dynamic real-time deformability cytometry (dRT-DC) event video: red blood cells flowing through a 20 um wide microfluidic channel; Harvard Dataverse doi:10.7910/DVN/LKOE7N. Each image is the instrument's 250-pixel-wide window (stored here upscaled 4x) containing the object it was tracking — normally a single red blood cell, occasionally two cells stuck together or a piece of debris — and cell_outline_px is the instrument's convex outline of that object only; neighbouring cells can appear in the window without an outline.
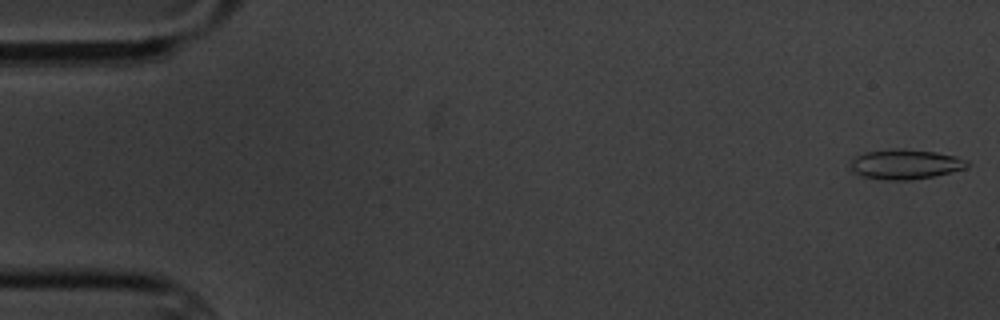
{"species": "common noctule bat (a hibernating species)", "species_latin": "Nyctalus noctula", "temperature_condition": "cold", "stored_images_in_passage": 7, "camera_frame_rate_fps": 3000, "um_per_image_px": 0.085, "animal": {"sex": "male", "body_mass_g": 20.1, "forearm_length_mm": 53.5}, "frame": {"image": 1, "passage_image": 1, "time_ms": 0.0, "image_size_px": [1000, 320], "cell_outline_px": [[972, 164], [964, 168], [932, 176], [912, 180], [884, 180], [860, 176], [848, 172], [848, 164], [856, 156], [864, 152], [892, 148], [904, 148], [936, 152], [956, 156], [968, 160]], "centroid_in_image_um": [76.86, 13.95], "position_along_channel_um": 8.1, "area_um2": 20.81}}
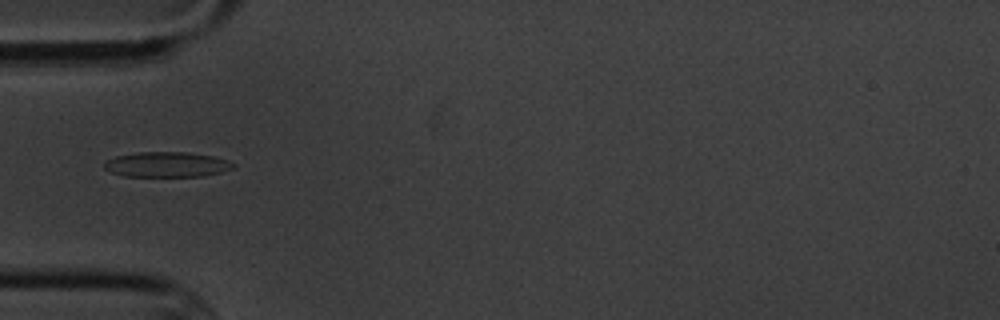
{"frame": {"image": 2, "passage_image": 6, "time_ms": 5.667, "image_size_px": [1000, 320], "cell_outline_px": [[236, 168], [204, 176], [124, 176], [108, 172], [104, 168], [104, 160], [116, 156], [140, 152], [188, 152], [212, 156], [228, 160], [236, 164]], "centroid_in_image_um": [14.17, 13.98], "position_along_channel_um": 70.8, "area_um2": 19.07}}
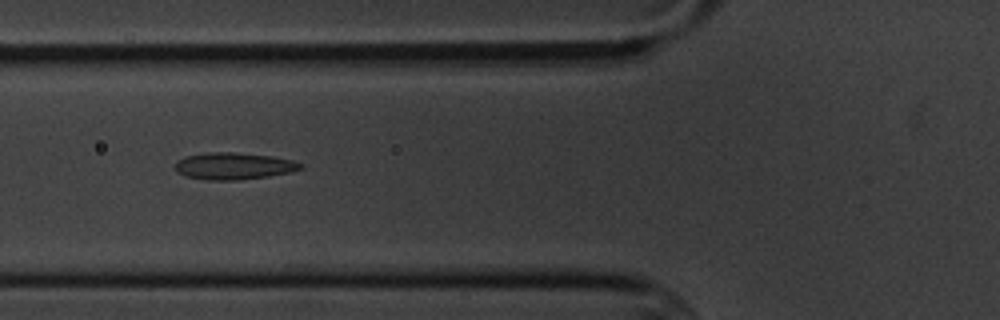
{"frame": {"image": 3, "passage_image": 7, "time_ms": 6.667, "image_size_px": [1000, 320], "cell_outline_px": [[304, 168], [288, 172], [268, 176], [240, 180], [204, 180], [184, 176], [176, 172], [176, 164], [184, 156], [208, 152], [236, 152], [272, 156], [292, 160], [304, 164]], "centroid_in_image_um": [19.86, 14.11], "position_along_channel_um": 105.9, "area_um2": 19.77}}